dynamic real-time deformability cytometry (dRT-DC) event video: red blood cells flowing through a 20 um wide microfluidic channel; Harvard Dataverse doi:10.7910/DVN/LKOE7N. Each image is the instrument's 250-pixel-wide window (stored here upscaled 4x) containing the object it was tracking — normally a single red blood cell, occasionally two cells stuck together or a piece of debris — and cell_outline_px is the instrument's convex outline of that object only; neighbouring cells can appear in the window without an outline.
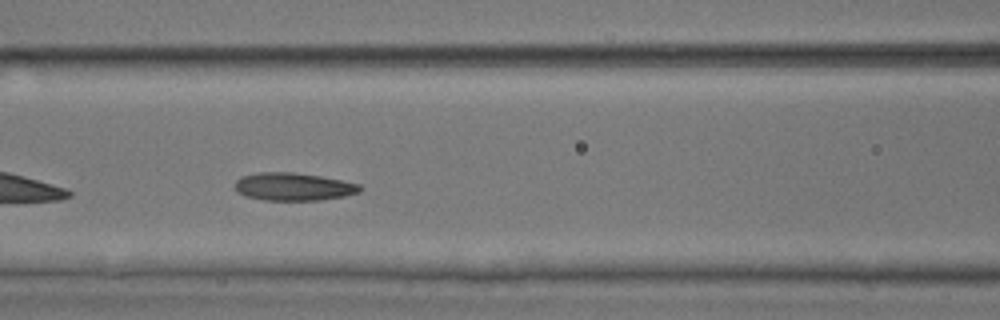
{"species": "common noctule bat (a hibernating species)", "species_latin": "Nyctalus noctula", "temperature_condition": "room temperature", "stored_images_in_passage": 36, "camera_frame_rate_fps": 3000, "um_per_image_px": 0.085, "animal": {"sex": "male", "body_mass_g": 17.9, "forearm_length_mm": 54.2}, "frame": {"image": 1, "passage_image": 6, "time_ms": 1.667, "image_size_px": [1000, 320], "cell_outline_px": [[364, 188], [360, 192], [344, 196], [320, 200], [264, 200], [244, 196], [236, 192], [236, 180], [240, 176], [256, 172], [292, 172], [320, 176], [360, 184]], "centroid_in_image_um": [24.92, 15.86], "position_along_channel_um": 141.7, "area_um2": 20.4}}
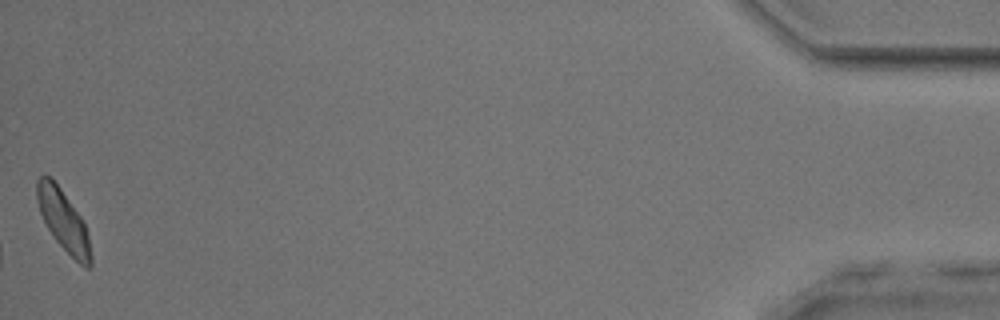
{"frame": {"image": 2, "passage_image": 36, "time_ms": 11.667, "image_size_px": [1000, 320], "cell_outline_px": [[92, 264], [88, 268], [84, 268], [56, 240], [48, 228], [40, 212], [36, 200], [36, 180], [40, 176], [48, 176], [60, 188], [80, 216], [84, 224], [88, 236], [92, 256]], "centroid_in_image_um": [5.38, 18.76], "position_along_channel_um": 429.8, "area_um2": 18.61}}